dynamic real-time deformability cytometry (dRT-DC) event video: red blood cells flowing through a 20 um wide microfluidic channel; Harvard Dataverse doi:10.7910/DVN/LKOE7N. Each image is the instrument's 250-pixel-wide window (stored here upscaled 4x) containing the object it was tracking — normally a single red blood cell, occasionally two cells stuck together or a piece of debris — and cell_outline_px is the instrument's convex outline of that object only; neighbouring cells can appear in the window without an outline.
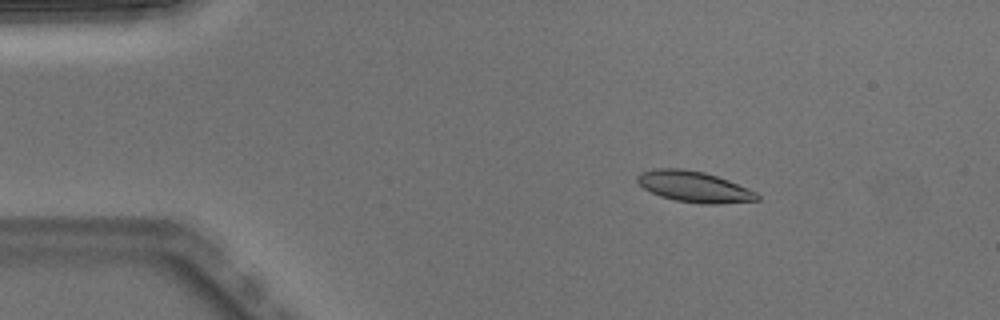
{"species": "Egyptian fruit bat (a non-hibernating species)", "species_latin": "Rousettus aegyptiacus", "temperature_condition": "warm", "stored_images_in_passage": 3, "camera_frame_rate_fps": 3000, "um_per_image_px": 0.085, "animal": {"sex": "male"}, "frame": {"image": 1, "passage_image": 1, "time_ms": 0.0, "image_size_px": [1000, 320], "cell_outline_px": [[760, 200], [720, 204], [704, 204], [676, 200], [660, 196], [644, 188], [636, 180], [636, 176], [640, 172], [656, 168], [680, 168], [704, 172], [728, 180], [748, 188], [756, 192], [760, 196]], "centroid_in_image_um": [59.01, 15.87], "position_along_channel_um": 26.0, "area_um2": 21.56}}
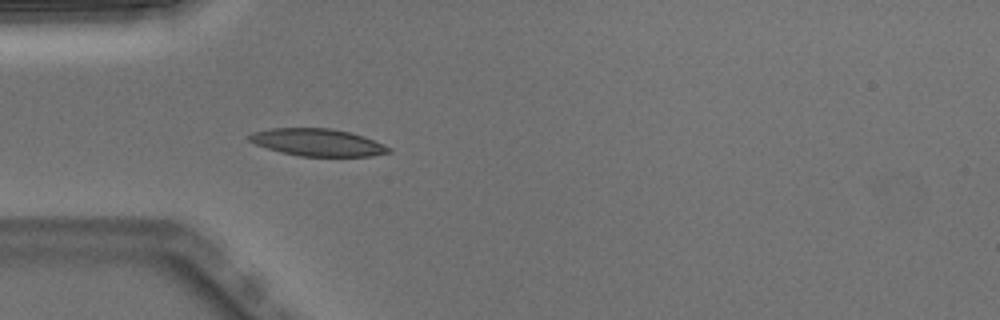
{"frame": {"image": 2, "passage_image": 3, "time_ms": 0.667, "image_size_px": [1000, 320], "cell_outline_px": [[392, 152], [372, 156], [300, 156], [280, 152], [256, 144], [248, 140], [244, 136], [252, 132], [268, 128], [328, 128], [352, 132], [364, 136], [384, 144], [392, 148]], "centroid_in_image_um": [26.99, 12.09], "position_along_channel_um": 58.0, "area_um2": 22.43}}